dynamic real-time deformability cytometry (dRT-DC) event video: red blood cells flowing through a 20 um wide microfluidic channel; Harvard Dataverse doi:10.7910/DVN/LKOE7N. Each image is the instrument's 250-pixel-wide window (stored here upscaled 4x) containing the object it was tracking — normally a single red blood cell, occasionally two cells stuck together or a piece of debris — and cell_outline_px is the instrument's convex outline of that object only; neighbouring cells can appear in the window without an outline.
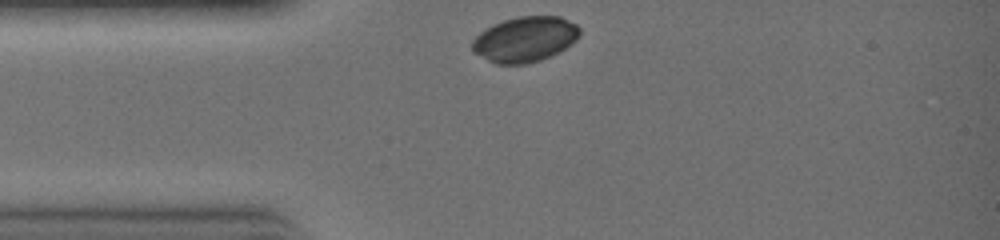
{"species": "common noctule bat (a hibernating species)", "species_latin": "Nyctalus noctula", "temperature_condition": "warm", "stored_images_in_passage": 15, "camera_frame_rate_fps": 3000, "um_per_image_px": 0.085, "animal": {"sex": "female", "body_mass_g": 19.0, "forearm_length_mm": 51.5}, "frame": {"image": 1, "passage_image": 1, "time_ms": 0.0, "image_size_px": [1000, 240], "cell_outline_px": [[580, 36], [572, 44], [540, 60], [528, 64], [496, 64], [472, 52], [472, 40], [484, 28], [492, 24], [504, 20], [520, 16], [560, 16], [576, 24], [580, 28]], "centroid_in_image_um": [44.6, 3.33], "position_along_channel_um": 40.4, "area_um2": 28.44}}
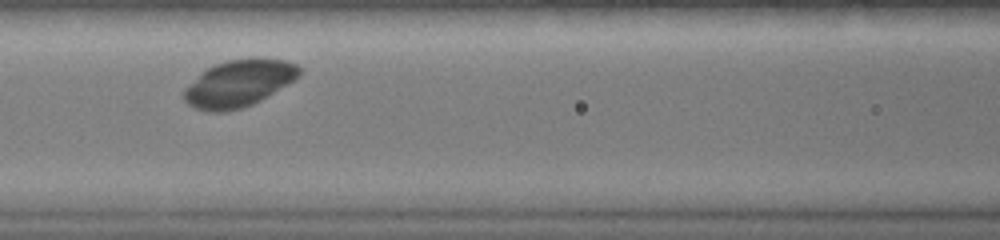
{"frame": {"image": 2, "passage_image": 7, "time_ms": 2.0, "image_size_px": [1000, 240], "cell_outline_px": [[304, 68], [300, 76], [296, 80], [260, 100], [252, 104], [240, 108], [224, 112], [208, 112], [196, 108], [188, 104], [184, 100], [184, 88], [200, 72], [224, 60], [248, 56], [256, 56], [284, 60], [296, 64]], "centroid_in_image_um": [20.34, 7.04], "position_along_channel_um": 146.3, "area_um2": 32.19}}